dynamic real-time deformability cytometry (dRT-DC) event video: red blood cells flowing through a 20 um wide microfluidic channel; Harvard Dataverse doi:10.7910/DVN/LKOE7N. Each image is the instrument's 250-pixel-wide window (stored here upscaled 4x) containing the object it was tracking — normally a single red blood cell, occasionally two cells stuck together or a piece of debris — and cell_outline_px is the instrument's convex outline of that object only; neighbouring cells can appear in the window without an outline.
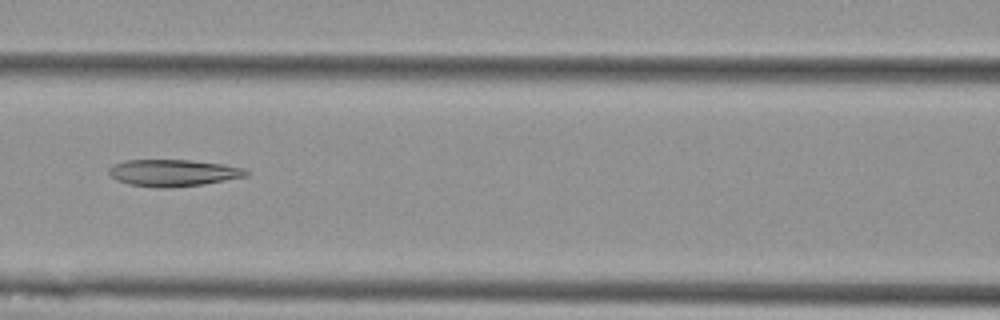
{"species": "Egyptian fruit bat (a non-hibernating species)", "species_latin": "Rousettus aegyptiacus", "temperature_condition": "cold", "stored_images_in_passage": 3, "camera_frame_rate_fps": 3000, "um_per_image_px": 0.085, "animal": {"sex": "female"}, "frame": {"image": 1, "passage_image": 3, "time_ms": 0.667, "image_size_px": [1000, 320], "cell_outline_px": [[248, 176], [204, 184], [168, 188], [160, 188], [128, 184], [116, 180], [108, 172], [108, 168], [112, 164], [124, 160], [192, 160], [224, 164], [244, 168], [248, 172]], "centroid_in_image_um": [14.71, 14.69], "position_along_channel_um": 151.9, "area_um2": 21.62}}